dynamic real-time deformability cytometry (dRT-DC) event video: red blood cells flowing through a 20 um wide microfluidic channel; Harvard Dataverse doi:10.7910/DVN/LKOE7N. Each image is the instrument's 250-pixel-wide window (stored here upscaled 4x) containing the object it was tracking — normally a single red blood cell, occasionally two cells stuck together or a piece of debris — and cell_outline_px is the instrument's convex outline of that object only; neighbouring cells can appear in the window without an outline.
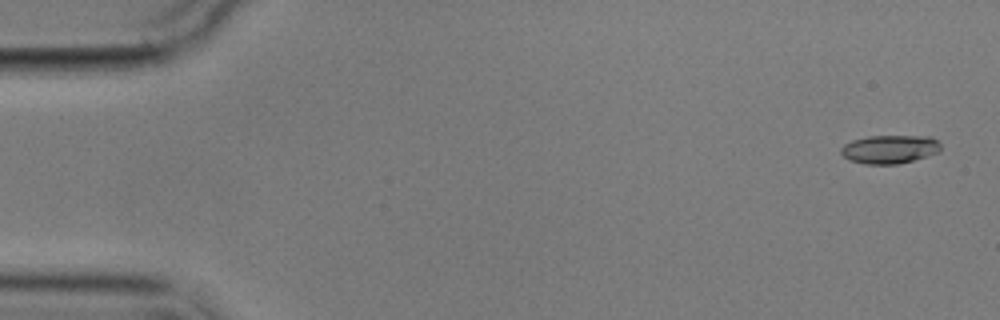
{"species": "common noctule bat (a hibernating species)", "species_latin": "Nyctalus noctula", "temperature_condition": "cold", "stored_images_in_passage": 5, "camera_frame_rate_fps": 3000, "um_per_image_px": 0.085, "animal": {"sex": "male", "body_mass_g": 17.9}, "frame": {"image": 1, "passage_image": 1, "time_ms": 0.0, "image_size_px": [1000, 320], "cell_outline_px": [[940, 148], [936, 152], [912, 160], [896, 164], [864, 164], [852, 160], [844, 156], [840, 152], [840, 148], [844, 144], [852, 140], [868, 136], [932, 136], [940, 144]], "centroid_in_image_um": [75.58, 12.67], "position_along_channel_um": 9.4, "area_um2": 16.3}}
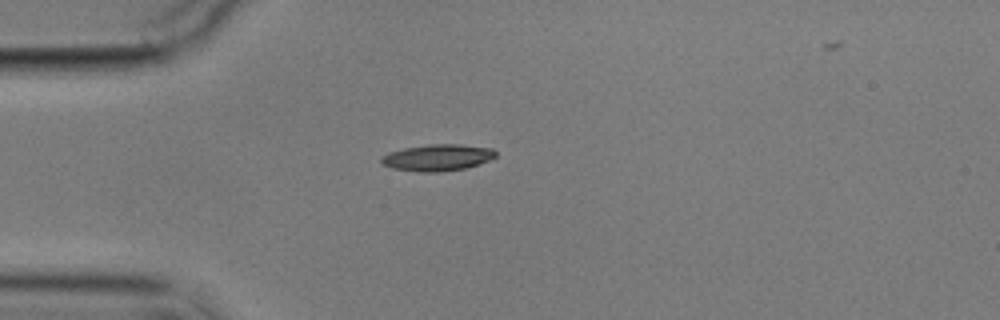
{"frame": {"image": 2, "passage_image": 4, "time_ms": 4.333, "image_size_px": [1000, 320], "cell_outline_px": [[496, 156], [488, 160], [468, 168], [440, 172], [420, 172], [392, 168], [384, 164], [380, 160], [380, 156], [388, 152], [404, 148], [428, 144], [460, 144], [492, 148], [496, 152]], "centroid_in_image_um": [37.18, 13.39], "position_along_channel_um": 47.8, "area_um2": 17.8}}